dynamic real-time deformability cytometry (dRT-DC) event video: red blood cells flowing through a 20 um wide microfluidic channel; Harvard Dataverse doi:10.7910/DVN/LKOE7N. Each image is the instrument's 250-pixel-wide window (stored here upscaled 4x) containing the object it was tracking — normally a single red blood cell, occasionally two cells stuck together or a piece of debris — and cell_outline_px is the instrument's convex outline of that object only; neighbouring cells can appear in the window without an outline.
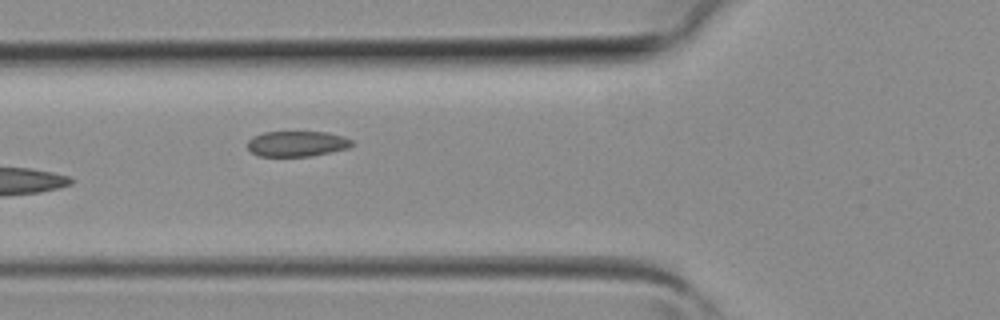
{"species": "common noctule bat (a hibernating species)", "species_latin": "Nyctalus noctula", "temperature_condition": "room temperature", "stored_images_in_passage": 5, "camera_frame_rate_fps": 3000, "um_per_image_px": 0.085, "animal": {"sex": "female", "body_mass_g": 19.3, "forearm_length_mm": 54.1}, "frame": {"image": 1, "passage_image": 5, "time_ms": 1.333, "image_size_px": [1000, 320], "cell_outline_px": [[356, 144], [348, 148], [312, 156], [260, 156], [252, 152], [248, 148], [248, 140], [252, 136], [264, 132], [328, 132], [344, 136], [352, 140]], "centroid_in_image_um": [25.28, 12.21], "position_along_channel_um": 100.5, "area_um2": 15.61}}